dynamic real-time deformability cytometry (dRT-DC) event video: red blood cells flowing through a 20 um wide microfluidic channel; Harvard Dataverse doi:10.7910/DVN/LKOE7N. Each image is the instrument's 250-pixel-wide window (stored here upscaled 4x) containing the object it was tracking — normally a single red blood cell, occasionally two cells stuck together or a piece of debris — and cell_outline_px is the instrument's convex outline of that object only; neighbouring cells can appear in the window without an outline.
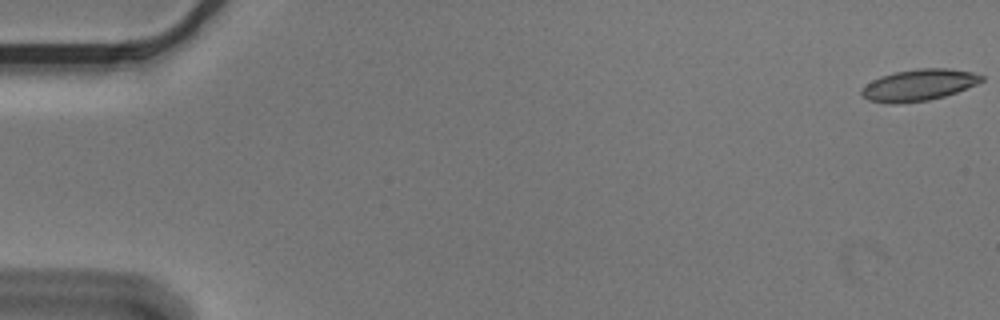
{"species": "Egyptian fruit bat (a non-hibernating species)", "species_latin": "Rousettus aegyptiacus", "temperature_condition": "cold", "stored_images_in_passage": 6, "segment_of_instrument_passage": [2, 2], "camera_frame_rate_fps": 3000, "um_per_image_px": 0.085, "animal": {"sex": "male"}, "frame": {"image": 1, "passage_image": 6, "time_ms": 1.667, "image_size_px": [1000, 320], "cell_outline_px": [[984, 80], [976, 84], [956, 92], [944, 96], [928, 100], [900, 104], [888, 104], [868, 100], [860, 96], [860, 88], [872, 80], [880, 76], [896, 72], [920, 68], [948, 68], [972, 72], [984, 76]], "centroid_in_image_um": [78.04, 7.24], "position_along_channel_um": 7.0, "area_um2": 22.2}}